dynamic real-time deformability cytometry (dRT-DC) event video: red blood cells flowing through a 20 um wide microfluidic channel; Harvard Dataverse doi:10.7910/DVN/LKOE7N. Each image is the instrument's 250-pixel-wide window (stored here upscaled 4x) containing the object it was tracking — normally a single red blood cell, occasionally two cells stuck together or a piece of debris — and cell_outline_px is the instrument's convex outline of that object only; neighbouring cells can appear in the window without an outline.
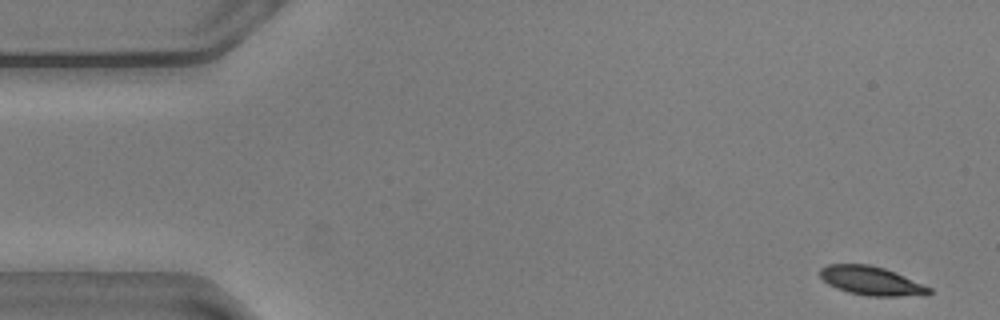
{"species": "common noctule bat (a hibernating species)", "species_latin": "Nyctalus noctula", "temperature_condition": "warm", "stored_images_in_passage": 5, "camera_frame_rate_fps": 3000, "um_per_image_px": 0.085, "animal": {"sex": "male", "body_mass_g": 20.5, "forearm_length_mm": 52.5}, "frame": {"image": 1, "passage_image": 1, "time_ms": 0.0, "image_size_px": [1000, 320], "cell_outline_px": [[932, 292], [896, 296], [868, 296], [848, 292], [836, 288], [828, 284], [820, 276], [820, 268], [828, 264], [868, 264], [884, 268], [896, 272], [932, 288]], "centroid_in_image_um": [74.0, 23.85], "position_along_channel_um": 11.0, "area_um2": 18.03}}